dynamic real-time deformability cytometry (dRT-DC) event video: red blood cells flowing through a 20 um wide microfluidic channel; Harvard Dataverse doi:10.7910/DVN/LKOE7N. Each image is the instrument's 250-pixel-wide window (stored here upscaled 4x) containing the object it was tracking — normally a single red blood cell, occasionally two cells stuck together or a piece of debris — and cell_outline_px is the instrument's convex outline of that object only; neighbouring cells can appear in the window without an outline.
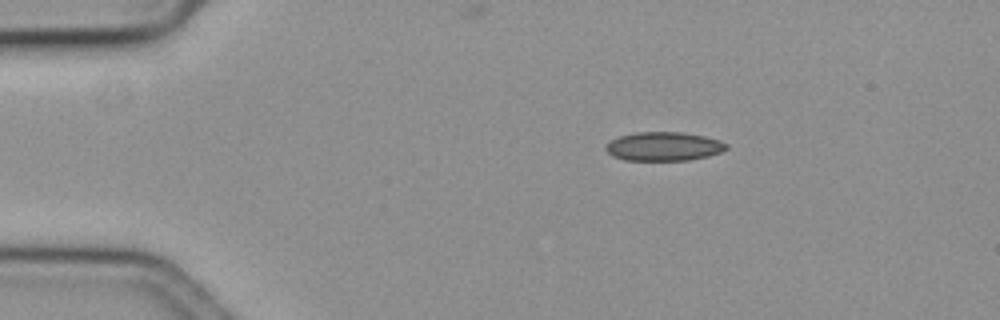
{"species": "common noctule bat (a hibernating species)", "species_latin": "Nyctalus noctula", "temperature_condition": "cold", "stored_images_in_passage": 34, "camera_frame_rate_fps": 3000, "um_per_image_px": 0.085, "animal": {"sex": "female", "body_mass_g": 19.3, "forearm_length_mm": 54.1}, "frame": {"image": 1, "passage_image": 1, "time_ms": 0.0, "image_size_px": [1000, 320], "cell_outline_px": [[728, 148], [720, 152], [708, 156], [688, 160], [624, 160], [612, 156], [604, 148], [612, 140], [620, 136], [636, 132], [684, 132], [704, 136], [720, 140], [728, 144]], "centroid_in_image_um": [56.44, 12.44], "position_along_channel_um": 28.6, "area_um2": 20.23}}
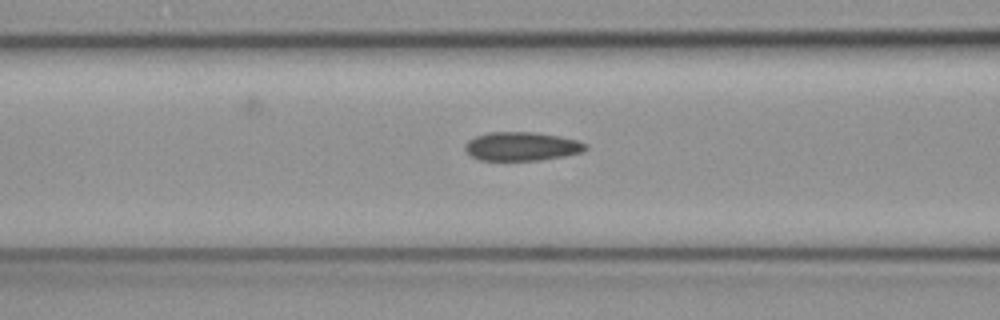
{"frame": {"image": 2, "passage_image": 14, "time_ms": 4.333, "image_size_px": [1000, 320], "cell_outline_px": [[588, 148], [584, 152], [564, 156], [540, 160], [480, 160], [472, 156], [464, 148], [464, 144], [468, 140], [476, 136], [488, 132], [536, 132], [560, 136], [576, 140], [588, 144]], "centroid_in_image_um": [44.37, 12.43], "position_along_channel_um": 122.2, "area_um2": 20.29}}
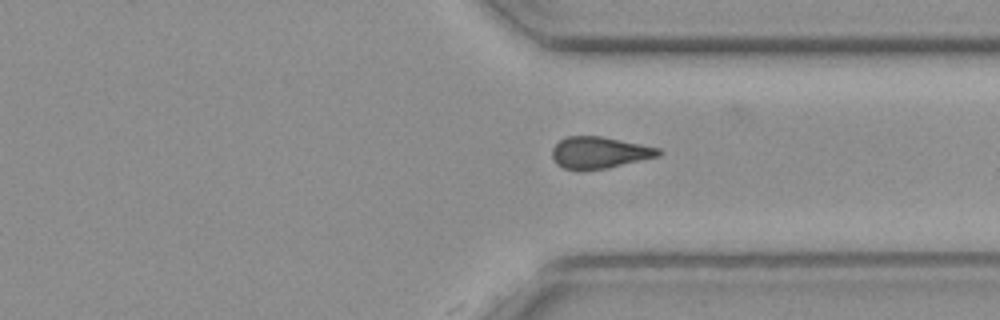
{"frame": {"image": 3, "passage_image": 34, "time_ms": 11.0, "image_size_px": [1000, 320], "cell_outline_px": [[664, 152], [660, 156], [608, 168], [580, 172], [564, 168], [556, 164], [552, 156], [552, 148], [560, 140], [568, 136], [600, 136], [660, 148]], "centroid_in_image_um": [50.94, 13.0], "position_along_channel_um": 360.5, "area_um2": 19.94}}